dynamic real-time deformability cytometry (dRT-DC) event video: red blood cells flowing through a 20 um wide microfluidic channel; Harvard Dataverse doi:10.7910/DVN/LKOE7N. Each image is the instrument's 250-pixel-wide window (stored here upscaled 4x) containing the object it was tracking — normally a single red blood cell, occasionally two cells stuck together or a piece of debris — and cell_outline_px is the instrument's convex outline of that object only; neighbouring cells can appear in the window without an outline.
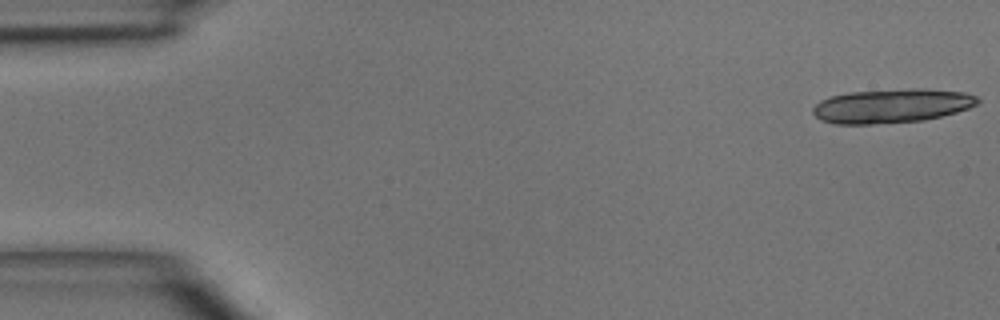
{"species": "common noctule bat (a hibernating species)", "species_latin": "Nyctalus noctula", "temperature_condition": "room temperature", "stored_images_in_passage": 5, "camera_frame_rate_fps": 3000, "um_per_image_px": 0.085, "animal": {"sex": "male", "body_mass_g": 15.6}, "frame": {"image": 1, "passage_image": 1, "time_ms": 0.0, "image_size_px": [1000, 320], "cell_outline_px": [[980, 104], [956, 112], [924, 120], [872, 124], [836, 124], [820, 120], [812, 112], [812, 108], [820, 100], [832, 96], [848, 92], [912, 88], [924, 88], [964, 92], [976, 96], [980, 100]], "centroid_in_image_um": [75.8, 8.99], "position_along_channel_um": 9.2, "area_um2": 32.83}}